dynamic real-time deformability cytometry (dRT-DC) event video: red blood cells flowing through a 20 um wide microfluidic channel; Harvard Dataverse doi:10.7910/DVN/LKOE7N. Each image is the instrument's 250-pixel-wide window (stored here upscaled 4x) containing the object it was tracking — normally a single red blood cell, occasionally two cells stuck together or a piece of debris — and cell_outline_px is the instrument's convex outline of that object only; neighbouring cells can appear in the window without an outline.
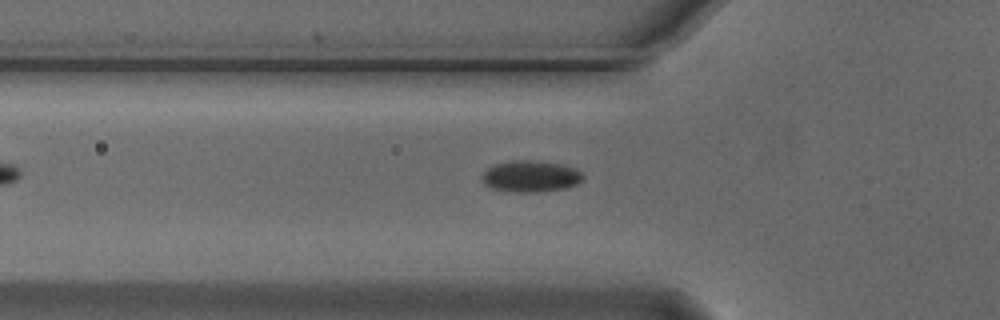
{"species": "Egyptian fruit bat (a non-hibernating species)", "species_latin": "Rousettus aegyptiacus", "temperature_condition": "cold", "stored_images_in_passage": 4, "camera_frame_rate_fps": 3000, "um_per_image_px": 0.085, "animal": {"sex": "male"}, "frame": {"image": 1, "passage_image": 3, "time_ms": 0.667, "image_size_px": [1000, 320], "cell_outline_px": [[584, 176], [576, 184], [564, 188], [536, 192], [520, 192], [492, 188], [484, 184], [480, 176], [492, 164], [508, 160], [532, 160], [560, 164], [576, 168]], "centroid_in_image_um": [45.06, 14.96], "position_along_channel_um": 80.7, "area_um2": 18.44}}
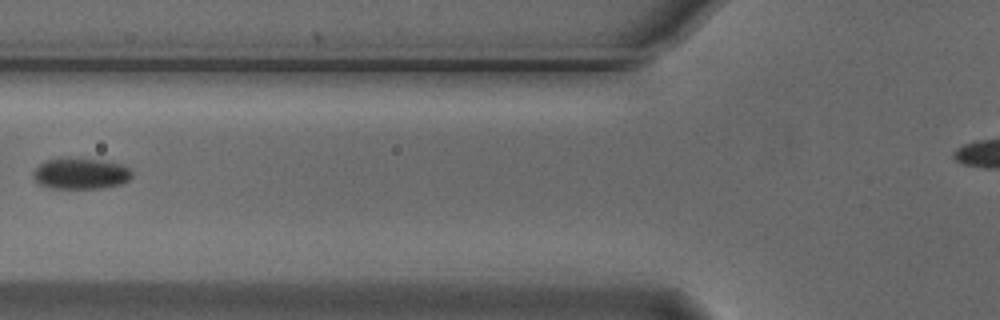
{"frame": {"image": 2, "passage_image": 4, "time_ms": 1.0, "image_size_px": [1000, 320], "cell_outline_px": [[132, 176], [128, 180], [120, 184], [104, 188], [48, 188], [36, 184], [32, 176], [32, 172], [44, 160], [108, 160], [124, 164], [132, 172]], "centroid_in_image_um": [6.86, 14.78], "position_along_channel_um": 118.9, "area_um2": 17.74}}